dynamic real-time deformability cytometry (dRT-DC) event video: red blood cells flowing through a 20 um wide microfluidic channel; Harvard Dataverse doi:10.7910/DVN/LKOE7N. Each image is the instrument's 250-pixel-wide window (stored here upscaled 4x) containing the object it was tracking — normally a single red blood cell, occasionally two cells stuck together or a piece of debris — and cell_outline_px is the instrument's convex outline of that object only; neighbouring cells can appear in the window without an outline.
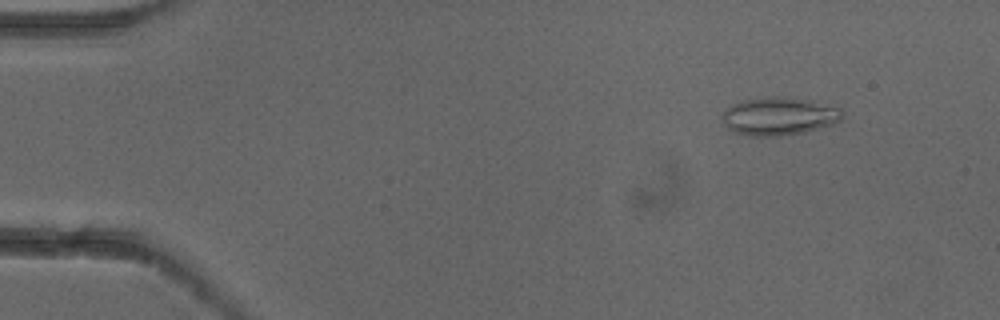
{"species": "common noctule bat (a hibernating species)", "species_latin": "Nyctalus noctula", "temperature_condition": "cold", "stored_images_in_passage": 7, "camera_frame_rate_fps": 3000, "um_per_image_px": 0.085, "animal": {"sex": "female"}, "frame": {"image": 1, "passage_image": 2, "time_ms": 0.333, "image_size_px": [1000, 320], "cell_outline_px": [[844, 116], [840, 120], [832, 124], [804, 132], [780, 136], [748, 136], [736, 132], [728, 128], [724, 124], [720, 116], [728, 108], [744, 100], [772, 96], [780, 96], [808, 100], [840, 108], [844, 112]], "centroid_in_image_um": [66.22, 9.89], "position_along_channel_um": 18.8, "area_um2": 26.36}}
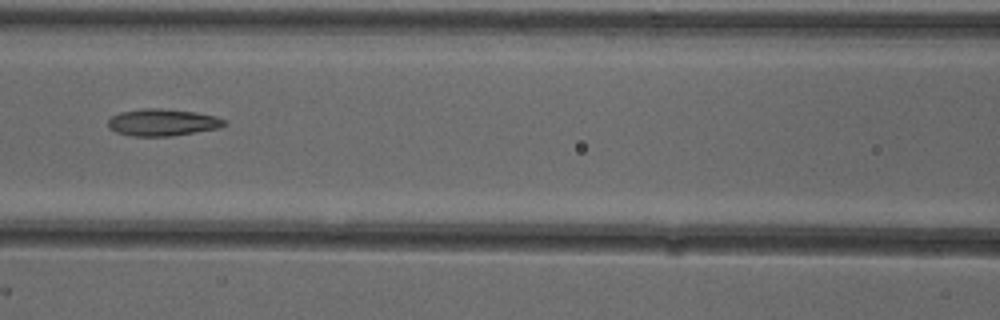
{"frame": {"image": 2, "passage_image": 7, "time_ms": 2.0, "image_size_px": [1000, 320], "cell_outline_px": [[228, 124], [220, 128], [172, 136], [132, 136], [116, 132], [108, 128], [108, 120], [112, 116], [120, 112], [144, 108], [160, 108], [196, 112], [216, 116], [224, 120]], "centroid_in_image_um": [13.82, 10.4], "position_along_channel_um": 152.8, "area_um2": 18.38}}